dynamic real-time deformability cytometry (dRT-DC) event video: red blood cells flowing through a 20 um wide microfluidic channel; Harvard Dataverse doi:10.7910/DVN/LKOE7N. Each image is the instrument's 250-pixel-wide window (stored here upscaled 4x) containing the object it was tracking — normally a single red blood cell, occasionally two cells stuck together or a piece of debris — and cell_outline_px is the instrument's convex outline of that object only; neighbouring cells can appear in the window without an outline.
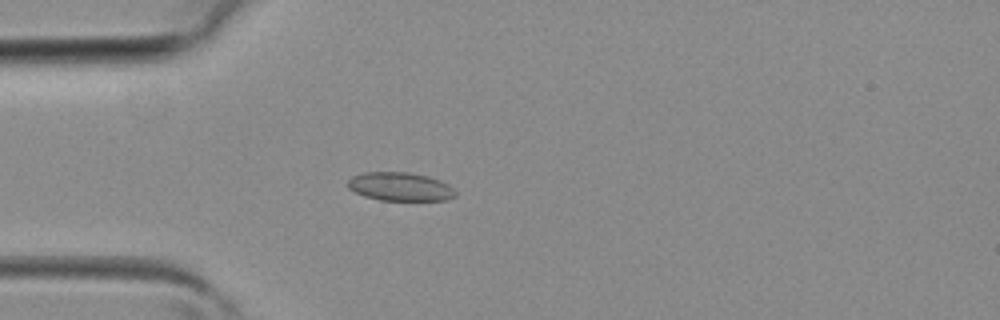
{"species": "common noctule bat (a hibernating species)", "species_latin": "Nyctalus noctula", "temperature_condition": "room temperature", "stored_images_in_passage": 4, "camera_frame_rate_fps": 3000, "um_per_image_px": 0.085, "animal": {"sex": "female", "body_mass_g": 19.3, "forearm_length_mm": 54.1}, "frame": {"image": 1, "passage_image": 4, "time_ms": 1.0, "image_size_px": [1000, 320], "cell_outline_px": [[456, 196], [448, 200], [380, 200], [364, 196], [348, 188], [348, 180], [352, 176], [364, 172], [408, 172], [428, 176], [440, 180], [448, 184], [456, 192]], "centroid_in_image_um": [34.02, 15.86], "position_along_channel_um": 51.0, "area_um2": 17.92}}